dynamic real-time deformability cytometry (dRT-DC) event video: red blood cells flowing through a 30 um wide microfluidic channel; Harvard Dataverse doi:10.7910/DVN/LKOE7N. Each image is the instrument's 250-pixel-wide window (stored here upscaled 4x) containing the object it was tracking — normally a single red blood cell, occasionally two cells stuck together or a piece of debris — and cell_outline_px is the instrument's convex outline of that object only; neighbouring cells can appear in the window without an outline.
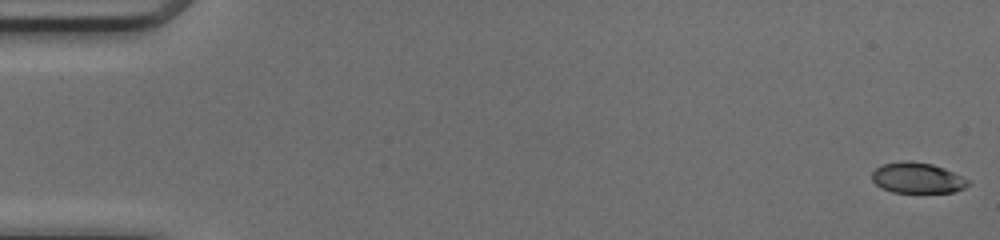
{"species": "common noctule bat (a hibernating species)", "species_latin": "Nyctalus noctula", "temperature_condition": "cold", "stored_images_in_passage": 50, "camera_frame_rate_fps": 3000, "um_per_image_px": 0.085, "animal": {"sex": "female", "body_mass_g": 17.0, "forearm_length_mm": 48.0}, "frame": {"image": 1, "passage_image": 1, "time_ms": 0.0, "image_size_px": [1000, 240], "cell_outline_px": [[968, 184], [964, 188], [956, 192], [892, 192], [880, 188], [872, 180], [872, 172], [880, 164], [932, 164], [944, 168], [968, 180]], "centroid_in_image_um": [77.96, 15.18], "position_along_channel_um": 7.0, "area_um2": 16.36}}
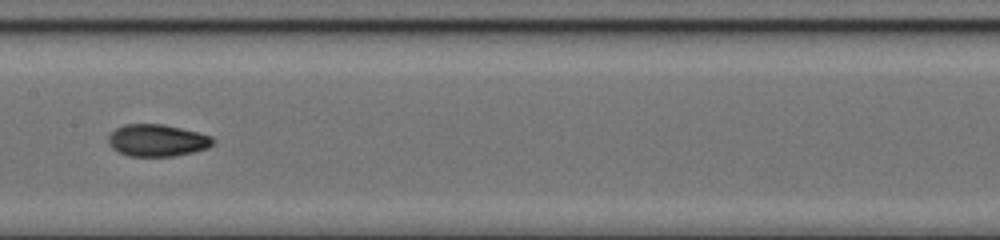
{"frame": {"image": 2, "passage_image": 26, "time_ms": 8.333, "image_size_px": [1000, 240], "cell_outline_px": [[216, 144], [208, 148], [196, 152], [172, 156], [128, 156], [112, 148], [108, 144], [108, 136], [116, 128], [124, 124], [164, 124], [200, 132], [212, 136], [216, 140]], "centroid_in_image_um": [13.42, 11.93], "position_along_channel_um": 194.0, "area_um2": 19.88}}
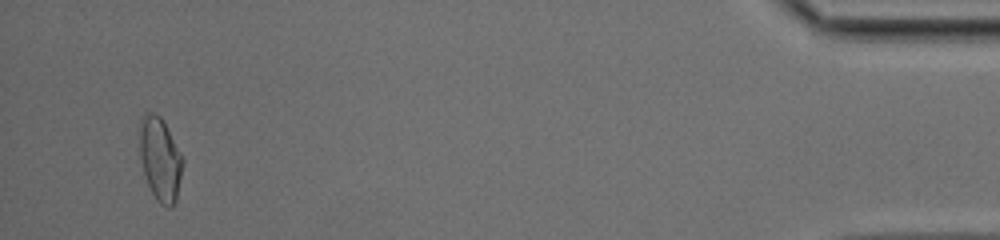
{"frame": {"image": 3, "passage_image": 48, "time_ms": 15.667, "image_size_px": [1000, 240], "cell_outline_px": [[184, 164], [176, 200], [168, 208], [160, 204], [156, 200], [144, 176], [140, 160], [140, 116], [144, 112], [152, 112], [160, 116], [164, 120], [184, 160]], "centroid_in_image_um": [13.61, 13.5], "position_along_channel_um": 421.6, "area_um2": 21.21}, "authors_computed_cell_mechanics": {"area_um2": 19.074, "velocity_mm_per_s": 4.2041, "shape_relaxation_time_tau1_ms": 7.2545, "shape_relaxation_time_tau2_ms": 2.5077, "deformation_change_tau1": 0.2256, "deformation_change_tau2": 0.0573}}